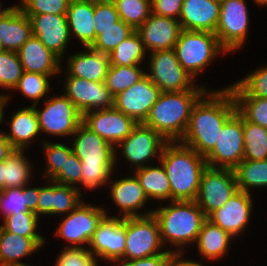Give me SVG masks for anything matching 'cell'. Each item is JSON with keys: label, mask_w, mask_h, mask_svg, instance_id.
I'll list each match as a JSON object with an SVG mask.
<instances>
[{"label": "cell", "mask_w": 267, "mask_h": 266, "mask_svg": "<svg viewBox=\"0 0 267 266\" xmlns=\"http://www.w3.org/2000/svg\"><path fill=\"white\" fill-rule=\"evenodd\" d=\"M25 150L14 149L13 152L2 161V174L4 189L24 187L29 184L32 175L30 161L25 157Z\"/></svg>", "instance_id": "obj_34"}, {"label": "cell", "mask_w": 267, "mask_h": 266, "mask_svg": "<svg viewBox=\"0 0 267 266\" xmlns=\"http://www.w3.org/2000/svg\"><path fill=\"white\" fill-rule=\"evenodd\" d=\"M149 71L145 72L161 92L207 90L195 85L194 78L179 63L174 49L149 53Z\"/></svg>", "instance_id": "obj_8"}, {"label": "cell", "mask_w": 267, "mask_h": 266, "mask_svg": "<svg viewBox=\"0 0 267 266\" xmlns=\"http://www.w3.org/2000/svg\"><path fill=\"white\" fill-rule=\"evenodd\" d=\"M102 206H94L90 203L82 202L61 220L56 230V234L61 239H65L69 245L63 248L86 249L97 229L98 223L107 214ZM85 247H84V246Z\"/></svg>", "instance_id": "obj_9"}, {"label": "cell", "mask_w": 267, "mask_h": 266, "mask_svg": "<svg viewBox=\"0 0 267 266\" xmlns=\"http://www.w3.org/2000/svg\"><path fill=\"white\" fill-rule=\"evenodd\" d=\"M160 161L169 178L171 201L196 200L202 173L208 166L205 157L174 141L164 145Z\"/></svg>", "instance_id": "obj_3"}, {"label": "cell", "mask_w": 267, "mask_h": 266, "mask_svg": "<svg viewBox=\"0 0 267 266\" xmlns=\"http://www.w3.org/2000/svg\"><path fill=\"white\" fill-rule=\"evenodd\" d=\"M49 184L39 187L37 215H60L70 213L82 202L81 191L73 186L61 185L52 180Z\"/></svg>", "instance_id": "obj_23"}, {"label": "cell", "mask_w": 267, "mask_h": 266, "mask_svg": "<svg viewBox=\"0 0 267 266\" xmlns=\"http://www.w3.org/2000/svg\"><path fill=\"white\" fill-rule=\"evenodd\" d=\"M249 24V14L245 0H224L220 2V14L215 34L219 44L229 54L244 46Z\"/></svg>", "instance_id": "obj_10"}, {"label": "cell", "mask_w": 267, "mask_h": 266, "mask_svg": "<svg viewBox=\"0 0 267 266\" xmlns=\"http://www.w3.org/2000/svg\"><path fill=\"white\" fill-rule=\"evenodd\" d=\"M184 0H151L152 13L179 20Z\"/></svg>", "instance_id": "obj_51"}, {"label": "cell", "mask_w": 267, "mask_h": 266, "mask_svg": "<svg viewBox=\"0 0 267 266\" xmlns=\"http://www.w3.org/2000/svg\"><path fill=\"white\" fill-rule=\"evenodd\" d=\"M254 3H256V5L258 4L259 6L262 5H266L267 6V0H254Z\"/></svg>", "instance_id": "obj_58"}, {"label": "cell", "mask_w": 267, "mask_h": 266, "mask_svg": "<svg viewBox=\"0 0 267 266\" xmlns=\"http://www.w3.org/2000/svg\"><path fill=\"white\" fill-rule=\"evenodd\" d=\"M52 76L24 71L17 86L13 90L21 91L24 97L29 98V100H34L31 106H37L40 99H43L45 95L47 96L48 91L53 89L48 80Z\"/></svg>", "instance_id": "obj_42"}, {"label": "cell", "mask_w": 267, "mask_h": 266, "mask_svg": "<svg viewBox=\"0 0 267 266\" xmlns=\"http://www.w3.org/2000/svg\"><path fill=\"white\" fill-rule=\"evenodd\" d=\"M2 174V162H0V193L4 190V180Z\"/></svg>", "instance_id": "obj_57"}, {"label": "cell", "mask_w": 267, "mask_h": 266, "mask_svg": "<svg viewBox=\"0 0 267 266\" xmlns=\"http://www.w3.org/2000/svg\"><path fill=\"white\" fill-rule=\"evenodd\" d=\"M158 166H147L134 171L149 200L171 201V188L167 172L158 161Z\"/></svg>", "instance_id": "obj_33"}, {"label": "cell", "mask_w": 267, "mask_h": 266, "mask_svg": "<svg viewBox=\"0 0 267 266\" xmlns=\"http://www.w3.org/2000/svg\"><path fill=\"white\" fill-rule=\"evenodd\" d=\"M23 71L40 73L43 75H58L61 60L35 36H31L17 51Z\"/></svg>", "instance_id": "obj_25"}, {"label": "cell", "mask_w": 267, "mask_h": 266, "mask_svg": "<svg viewBox=\"0 0 267 266\" xmlns=\"http://www.w3.org/2000/svg\"><path fill=\"white\" fill-rule=\"evenodd\" d=\"M8 266H31V265H28V263H27V264H19V265H8Z\"/></svg>", "instance_id": "obj_59"}, {"label": "cell", "mask_w": 267, "mask_h": 266, "mask_svg": "<svg viewBox=\"0 0 267 266\" xmlns=\"http://www.w3.org/2000/svg\"><path fill=\"white\" fill-rule=\"evenodd\" d=\"M206 91L161 92L143 124L153 128L168 142L181 141L187 131L192 108Z\"/></svg>", "instance_id": "obj_4"}, {"label": "cell", "mask_w": 267, "mask_h": 266, "mask_svg": "<svg viewBox=\"0 0 267 266\" xmlns=\"http://www.w3.org/2000/svg\"><path fill=\"white\" fill-rule=\"evenodd\" d=\"M245 160H267V128L251 123L243 117Z\"/></svg>", "instance_id": "obj_37"}, {"label": "cell", "mask_w": 267, "mask_h": 266, "mask_svg": "<svg viewBox=\"0 0 267 266\" xmlns=\"http://www.w3.org/2000/svg\"><path fill=\"white\" fill-rule=\"evenodd\" d=\"M64 94L73 102L81 115L114 107V97L105 82H93L80 77L67 76Z\"/></svg>", "instance_id": "obj_16"}, {"label": "cell", "mask_w": 267, "mask_h": 266, "mask_svg": "<svg viewBox=\"0 0 267 266\" xmlns=\"http://www.w3.org/2000/svg\"><path fill=\"white\" fill-rule=\"evenodd\" d=\"M71 137H74L71 142L72 152L81 161V187L94 190L105 186L110 179H113L111 174L117 165L115 146L89 129L83 122Z\"/></svg>", "instance_id": "obj_2"}, {"label": "cell", "mask_w": 267, "mask_h": 266, "mask_svg": "<svg viewBox=\"0 0 267 266\" xmlns=\"http://www.w3.org/2000/svg\"><path fill=\"white\" fill-rule=\"evenodd\" d=\"M44 242V237H24L0 227V266L26 264L20 259L31 256Z\"/></svg>", "instance_id": "obj_29"}, {"label": "cell", "mask_w": 267, "mask_h": 266, "mask_svg": "<svg viewBox=\"0 0 267 266\" xmlns=\"http://www.w3.org/2000/svg\"><path fill=\"white\" fill-rule=\"evenodd\" d=\"M4 49L2 48V43H1V40H0V53L3 52Z\"/></svg>", "instance_id": "obj_60"}, {"label": "cell", "mask_w": 267, "mask_h": 266, "mask_svg": "<svg viewBox=\"0 0 267 266\" xmlns=\"http://www.w3.org/2000/svg\"><path fill=\"white\" fill-rule=\"evenodd\" d=\"M220 14L216 0H184L179 22L181 28L215 34Z\"/></svg>", "instance_id": "obj_24"}, {"label": "cell", "mask_w": 267, "mask_h": 266, "mask_svg": "<svg viewBox=\"0 0 267 266\" xmlns=\"http://www.w3.org/2000/svg\"><path fill=\"white\" fill-rule=\"evenodd\" d=\"M172 253H163L156 256H150L143 259L131 261H121L120 265L115 266H168Z\"/></svg>", "instance_id": "obj_52"}, {"label": "cell", "mask_w": 267, "mask_h": 266, "mask_svg": "<svg viewBox=\"0 0 267 266\" xmlns=\"http://www.w3.org/2000/svg\"><path fill=\"white\" fill-rule=\"evenodd\" d=\"M146 52L144 44L135 30L129 37L120 42L118 46L108 54L110 65H140L147 55Z\"/></svg>", "instance_id": "obj_36"}, {"label": "cell", "mask_w": 267, "mask_h": 266, "mask_svg": "<svg viewBox=\"0 0 267 266\" xmlns=\"http://www.w3.org/2000/svg\"><path fill=\"white\" fill-rule=\"evenodd\" d=\"M81 177V161L72 153L69 157H65L63 167L51 180L61 185L76 187L81 191Z\"/></svg>", "instance_id": "obj_48"}, {"label": "cell", "mask_w": 267, "mask_h": 266, "mask_svg": "<svg viewBox=\"0 0 267 266\" xmlns=\"http://www.w3.org/2000/svg\"><path fill=\"white\" fill-rule=\"evenodd\" d=\"M15 6L16 5H12V6H9V7L5 8V9L4 8L3 9L0 8V17H2L4 15H7L9 12H11L14 9ZM0 7H1V4H0Z\"/></svg>", "instance_id": "obj_56"}, {"label": "cell", "mask_w": 267, "mask_h": 266, "mask_svg": "<svg viewBox=\"0 0 267 266\" xmlns=\"http://www.w3.org/2000/svg\"><path fill=\"white\" fill-rule=\"evenodd\" d=\"M171 204V205H170ZM163 245L175 247L173 253H183L184 247L196 243L203 222L207 219L196 201H171L169 206L155 208Z\"/></svg>", "instance_id": "obj_5"}, {"label": "cell", "mask_w": 267, "mask_h": 266, "mask_svg": "<svg viewBox=\"0 0 267 266\" xmlns=\"http://www.w3.org/2000/svg\"><path fill=\"white\" fill-rule=\"evenodd\" d=\"M19 7L27 16L67 14L70 0H20Z\"/></svg>", "instance_id": "obj_47"}, {"label": "cell", "mask_w": 267, "mask_h": 266, "mask_svg": "<svg viewBox=\"0 0 267 266\" xmlns=\"http://www.w3.org/2000/svg\"><path fill=\"white\" fill-rule=\"evenodd\" d=\"M233 96H254L267 99V65L253 70L233 85H228Z\"/></svg>", "instance_id": "obj_40"}, {"label": "cell", "mask_w": 267, "mask_h": 266, "mask_svg": "<svg viewBox=\"0 0 267 266\" xmlns=\"http://www.w3.org/2000/svg\"><path fill=\"white\" fill-rule=\"evenodd\" d=\"M55 266H98V263L87 248H63L55 261Z\"/></svg>", "instance_id": "obj_49"}, {"label": "cell", "mask_w": 267, "mask_h": 266, "mask_svg": "<svg viewBox=\"0 0 267 266\" xmlns=\"http://www.w3.org/2000/svg\"><path fill=\"white\" fill-rule=\"evenodd\" d=\"M238 191L232 169L208 167L203 171L196 203L208 217Z\"/></svg>", "instance_id": "obj_13"}, {"label": "cell", "mask_w": 267, "mask_h": 266, "mask_svg": "<svg viewBox=\"0 0 267 266\" xmlns=\"http://www.w3.org/2000/svg\"><path fill=\"white\" fill-rule=\"evenodd\" d=\"M233 171L240 191L251 193L252 188L267 187V160L243 159Z\"/></svg>", "instance_id": "obj_35"}, {"label": "cell", "mask_w": 267, "mask_h": 266, "mask_svg": "<svg viewBox=\"0 0 267 266\" xmlns=\"http://www.w3.org/2000/svg\"><path fill=\"white\" fill-rule=\"evenodd\" d=\"M39 199V187L6 188L0 193V214L5 218L19 212H35Z\"/></svg>", "instance_id": "obj_32"}, {"label": "cell", "mask_w": 267, "mask_h": 266, "mask_svg": "<svg viewBox=\"0 0 267 266\" xmlns=\"http://www.w3.org/2000/svg\"><path fill=\"white\" fill-rule=\"evenodd\" d=\"M44 104L45 107L42 110H38L36 105H33L41 133L70 137L76 132L82 122V115L65 94L44 99Z\"/></svg>", "instance_id": "obj_11"}, {"label": "cell", "mask_w": 267, "mask_h": 266, "mask_svg": "<svg viewBox=\"0 0 267 266\" xmlns=\"http://www.w3.org/2000/svg\"><path fill=\"white\" fill-rule=\"evenodd\" d=\"M252 207L251 193L238 190L225 205L212 212L207 219L232 237L238 238L248 227Z\"/></svg>", "instance_id": "obj_19"}, {"label": "cell", "mask_w": 267, "mask_h": 266, "mask_svg": "<svg viewBox=\"0 0 267 266\" xmlns=\"http://www.w3.org/2000/svg\"><path fill=\"white\" fill-rule=\"evenodd\" d=\"M82 122L115 147L138 125L115 107L87 112L82 115Z\"/></svg>", "instance_id": "obj_18"}, {"label": "cell", "mask_w": 267, "mask_h": 266, "mask_svg": "<svg viewBox=\"0 0 267 266\" xmlns=\"http://www.w3.org/2000/svg\"><path fill=\"white\" fill-rule=\"evenodd\" d=\"M146 73L139 65L115 66L110 65L105 85L113 97L137 83Z\"/></svg>", "instance_id": "obj_38"}, {"label": "cell", "mask_w": 267, "mask_h": 266, "mask_svg": "<svg viewBox=\"0 0 267 266\" xmlns=\"http://www.w3.org/2000/svg\"><path fill=\"white\" fill-rule=\"evenodd\" d=\"M236 112V101L228 86L206 91L194 104L180 142L205 157L214 148L224 124Z\"/></svg>", "instance_id": "obj_1"}, {"label": "cell", "mask_w": 267, "mask_h": 266, "mask_svg": "<svg viewBox=\"0 0 267 266\" xmlns=\"http://www.w3.org/2000/svg\"><path fill=\"white\" fill-rule=\"evenodd\" d=\"M40 217L35 212H19L3 218L0 227L14 234L24 237H44L38 234L37 226Z\"/></svg>", "instance_id": "obj_44"}, {"label": "cell", "mask_w": 267, "mask_h": 266, "mask_svg": "<svg viewBox=\"0 0 267 266\" xmlns=\"http://www.w3.org/2000/svg\"><path fill=\"white\" fill-rule=\"evenodd\" d=\"M120 19L137 30L152 13L151 0H112Z\"/></svg>", "instance_id": "obj_41"}, {"label": "cell", "mask_w": 267, "mask_h": 266, "mask_svg": "<svg viewBox=\"0 0 267 266\" xmlns=\"http://www.w3.org/2000/svg\"><path fill=\"white\" fill-rule=\"evenodd\" d=\"M182 28L179 20L153 13L136 30L146 51L174 49Z\"/></svg>", "instance_id": "obj_21"}, {"label": "cell", "mask_w": 267, "mask_h": 266, "mask_svg": "<svg viewBox=\"0 0 267 266\" xmlns=\"http://www.w3.org/2000/svg\"><path fill=\"white\" fill-rule=\"evenodd\" d=\"M10 120L7 122L10 124V132H4V135L14 149H27L41 133L35 108L33 106L22 108L14 112Z\"/></svg>", "instance_id": "obj_30"}, {"label": "cell", "mask_w": 267, "mask_h": 266, "mask_svg": "<svg viewBox=\"0 0 267 266\" xmlns=\"http://www.w3.org/2000/svg\"><path fill=\"white\" fill-rule=\"evenodd\" d=\"M28 17L32 25L33 36L62 60L70 43V37H72L66 14H40Z\"/></svg>", "instance_id": "obj_20"}, {"label": "cell", "mask_w": 267, "mask_h": 266, "mask_svg": "<svg viewBox=\"0 0 267 266\" xmlns=\"http://www.w3.org/2000/svg\"><path fill=\"white\" fill-rule=\"evenodd\" d=\"M14 148L5 135L0 136V162L4 161L12 152Z\"/></svg>", "instance_id": "obj_54"}, {"label": "cell", "mask_w": 267, "mask_h": 266, "mask_svg": "<svg viewBox=\"0 0 267 266\" xmlns=\"http://www.w3.org/2000/svg\"><path fill=\"white\" fill-rule=\"evenodd\" d=\"M174 51L179 63L195 80L217 55L228 53L219 44L216 34L184 29L180 32Z\"/></svg>", "instance_id": "obj_6"}, {"label": "cell", "mask_w": 267, "mask_h": 266, "mask_svg": "<svg viewBox=\"0 0 267 266\" xmlns=\"http://www.w3.org/2000/svg\"><path fill=\"white\" fill-rule=\"evenodd\" d=\"M132 177L111 180L110 198L119 209V218L141 217L152 214L153 210L138 212L149 201L143 187L134 174ZM123 214V215H122Z\"/></svg>", "instance_id": "obj_22"}, {"label": "cell", "mask_w": 267, "mask_h": 266, "mask_svg": "<svg viewBox=\"0 0 267 266\" xmlns=\"http://www.w3.org/2000/svg\"><path fill=\"white\" fill-rule=\"evenodd\" d=\"M85 51L67 56L66 76H75L93 82H105L110 66L109 55L84 47Z\"/></svg>", "instance_id": "obj_26"}, {"label": "cell", "mask_w": 267, "mask_h": 266, "mask_svg": "<svg viewBox=\"0 0 267 266\" xmlns=\"http://www.w3.org/2000/svg\"><path fill=\"white\" fill-rule=\"evenodd\" d=\"M126 218L106 214L98 223L89 243V252L99 260L119 265L125 250Z\"/></svg>", "instance_id": "obj_14"}, {"label": "cell", "mask_w": 267, "mask_h": 266, "mask_svg": "<svg viewBox=\"0 0 267 266\" xmlns=\"http://www.w3.org/2000/svg\"><path fill=\"white\" fill-rule=\"evenodd\" d=\"M231 239L234 240V237L206 219L195 243L200 257H202L201 260L205 258L209 261L221 259L228 253Z\"/></svg>", "instance_id": "obj_31"}, {"label": "cell", "mask_w": 267, "mask_h": 266, "mask_svg": "<svg viewBox=\"0 0 267 266\" xmlns=\"http://www.w3.org/2000/svg\"><path fill=\"white\" fill-rule=\"evenodd\" d=\"M5 93L3 94H0V125L1 123L3 122V120L5 121L4 119V107L6 106L7 103H9L8 101H10V97H11V94L9 95H4ZM2 130H0V136L4 135V133L1 132Z\"/></svg>", "instance_id": "obj_55"}, {"label": "cell", "mask_w": 267, "mask_h": 266, "mask_svg": "<svg viewBox=\"0 0 267 266\" xmlns=\"http://www.w3.org/2000/svg\"><path fill=\"white\" fill-rule=\"evenodd\" d=\"M184 253H172L168 266H205L198 261L182 258Z\"/></svg>", "instance_id": "obj_53"}, {"label": "cell", "mask_w": 267, "mask_h": 266, "mask_svg": "<svg viewBox=\"0 0 267 266\" xmlns=\"http://www.w3.org/2000/svg\"><path fill=\"white\" fill-rule=\"evenodd\" d=\"M237 111L249 122L267 128V99L254 96H234Z\"/></svg>", "instance_id": "obj_43"}, {"label": "cell", "mask_w": 267, "mask_h": 266, "mask_svg": "<svg viewBox=\"0 0 267 266\" xmlns=\"http://www.w3.org/2000/svg\"><path fill=\"white\" fill-rule=\"evenodd\" d=\"M66 16L70 36L73 33L84 47H91L97 38L94 0H70Z\"/></svg>", "instance_id": "obj_27"}, {"label": "cell", "mask_w": 267, "mask_h": 266, "mask_svg": "<svg viewBox=\"0 0 267 266\" xmlns=\"http://www.w3.org/2000/svg\"><path fill=\"white\" fill-rule=\"evenodd\" d=\"M163 247L159 224L153 214L126 218L125 250L122 261L173 253L171 249L160 251Z\"/></svg>", "instance_id": "obj_7"}, {"label": "cell", "mask_w": 267, "mask_h": 266, "mask_svg": "<svg viewBox=\"0 0 267 266\" xmlns=\"http://www.w3.org/2000/svg\"><path fill=\"white\" fill-rule=\"evenodd\" d=\"M119 20L120 16L112 0H94L95 28H108Z\"/></svg>", "instance_id": "obj_50"}, {"label": "cell", "mask_w": 267, "mask_h": 266, "mask_svg": "<svg viewBox=\"0 0 267 266\" xmlns=\"http://www.w3.org/2000/svg\"><path fill=\"white\" fill-rule=\"evenodd\" d=\"M23 72L17 52L3 51L0 53V88L13 90Z\"/></svg>", "instance_id": "obj_45"}, {"label": "cell", "mask_w": 267, "mask_h": 266, "mask_svg": "<svg viewBox=\"0 0 267 266\" xmlns=\"http://www.w3.org/2000/svg\"><path fill=\"white\" fill-rule=\"evenodd\" d=\"M32 35L30 19L18 5L0 17V40L4 51L17 52Z\"/></svg>", "instance_id": "obj_28"}, {"label": "cell", "mask_w": 267, "mask_h": 266, "mask_svg": "<svg viewBox=\"0 0 267 266\" xmlns=\"http://www.w3.org/2000/svg\"><path fill=\"white\" fill-rule=\"evenodd\" d=\"M160 93V89L145 75L114 97V107L132 117L138 124L144 123Z\"/></svg>", "instance_id": "obj_17"}, {"label": "cell", "mask_w": 267, "mask_h": 266, "mask_svg": "<svg viewBox=\"0 0 267 266\" xmlns=\"http://www.w3.org/2000/svg\"><path fill=\"white\" fill-rule=\"evenodd\" d=\"M167 142L153 128L139 123L116 148H122L121 152L126 161L137 170L147 166L156 156L157 161H160L162 149Z\"/></svg>", "instance_id": "obj_15"}, {"label": "cell", "mask_w": 267, "mask_h": 266, "mask_svg": "<svg viewBox=\"0 0 267 266\" xmlns=\"http://www.w3.org/2000/svg\"><path fill=\"white\" fill-rule=\"evenodd\" d=\"M243 156V116L237 111L222 127L214 148L205 156V160L208 167L233 170Z\"/></svg>", "instance_id": "obj_12"}, {"label": "cell", "mask_w": 267, "mask_h": 266, "mask_svg": "<svg viewBox=\"0 0 267 266\" xmlns=\"http://www.w3.org/2000/svg\"><path fill=\"white\" fill-rule=\"evenodd\" d=\"M134 31L130 25L121 19L108 28H95L97 38L91 48L104 54H109Z\"/></svg>", "instance_id": "obj_39"}, {"label": "cell", "mask_w": 267, "mask_h": 266, "mask_svg": "<svg viewBox=\"0 0 267 266\" xmlns=\"http://www.w3.org/2000/svg\"><path fill=\"white\" fill-rule=\"evenodd\" d=\"M42 141V149H44V155L46 166L44 168V175L43 177L46 178V180H51L63 167L65 163V157H69L72 152V147H68L65 144L61 143H53L41 140Z\"/></svg>", "instance_id": "obj_46"}]
</instances>
